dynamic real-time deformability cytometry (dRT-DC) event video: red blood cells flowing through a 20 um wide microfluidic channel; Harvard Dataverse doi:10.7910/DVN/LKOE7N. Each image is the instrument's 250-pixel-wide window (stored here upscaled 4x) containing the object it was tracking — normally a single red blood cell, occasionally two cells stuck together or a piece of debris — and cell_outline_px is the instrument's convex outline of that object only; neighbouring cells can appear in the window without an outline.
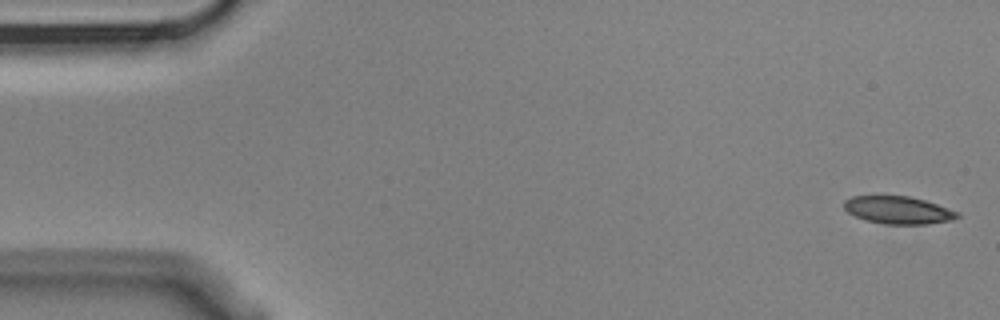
{"species": "Egyptian fruit bat (a non-hibernating species)", "species_latin": "Rousettus aegyptiacus", "temperature_condition": "cold", "stored_images_in_passage": 5, "camera_frame_rate_fps": 3000, "um_per_image_px": 0.085, "animal": {"sex": "male"}, "frame": {"image": 1, "passage_image": 1, "time_ms": 0.0, "image_size_px": [1000, 320], "cell_outline_px": [[960, 216], [952, 220], [924, 224], [884, 224], [864, 220], [848, 212], [844, 208], [844, 200], [852, 196], [908, 196], [924, 200], [960, 212]], "centroid_in_image_um": [76.34, 17.86], "position_along_channel_um": 8.7, "area_um2": 18.15}}